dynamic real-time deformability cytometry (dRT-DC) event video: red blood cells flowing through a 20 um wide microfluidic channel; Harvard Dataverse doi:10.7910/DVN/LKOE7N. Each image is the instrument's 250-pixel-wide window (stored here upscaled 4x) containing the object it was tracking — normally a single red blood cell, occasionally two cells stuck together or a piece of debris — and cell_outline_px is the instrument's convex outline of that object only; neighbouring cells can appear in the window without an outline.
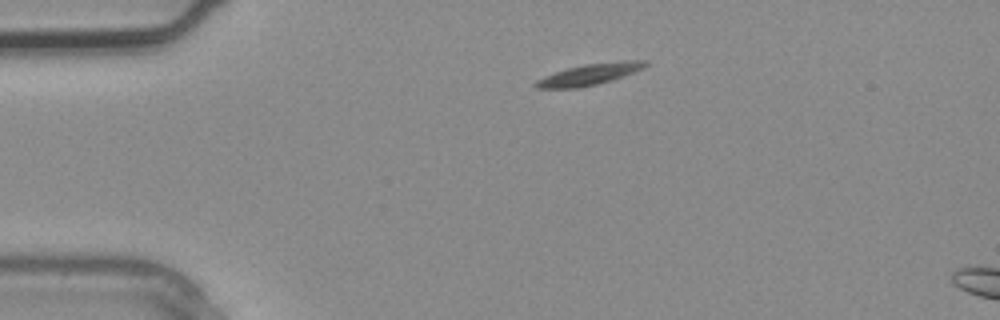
{"species": "common noctule bat (a hibernating species)", "species_latin": "Nyctalus noctula", "temperature_condition": "warm", "stored_images_in_passage": 2, "camera_frame_rate_fps": 3000, "um_per_image_px": 0.085, "animal": {"sex": "male", "body_mass_g": 20.4}, "frame": {"image": 1, "passage_image": 2, "time_ms": 0.333, "image_size_px": [1000, 320], "cell_outline_px": [[648, 64], [644, 68], [624, 76], [612, 80], [580, 88], [536, 88], [532, 84], [536, 80], [544, 76], [568, 68], [584, 64], [624, 60], [648, 60]], "centroid_in_image_um": [50.13, 6.31], "position_along_channel_um": 34.9, "area_um2": 13.64}}